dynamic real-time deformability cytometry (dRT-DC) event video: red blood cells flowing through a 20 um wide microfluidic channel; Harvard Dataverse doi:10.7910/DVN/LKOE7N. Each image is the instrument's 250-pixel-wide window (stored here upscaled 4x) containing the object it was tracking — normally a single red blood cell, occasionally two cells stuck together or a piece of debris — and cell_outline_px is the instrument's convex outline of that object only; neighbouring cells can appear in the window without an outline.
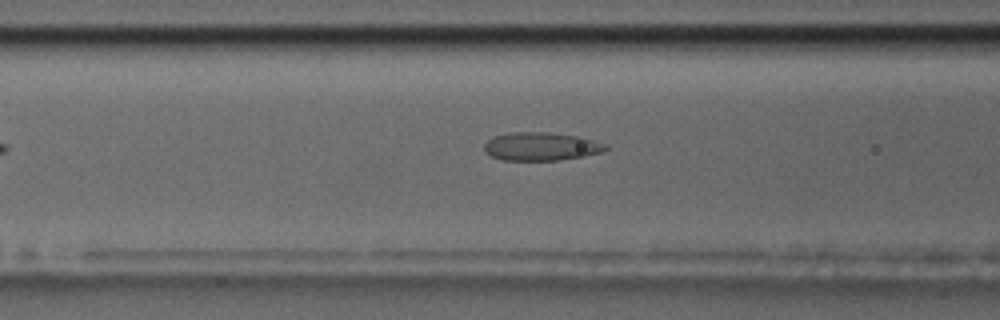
{"species": "common noctule bat (a hibernating species)", "species_latin": "Nyctalus noctula", "temperature_condition": "room temperature", "stored_images_in_passage": 36, "camera_frame_rate_fps": 3000, "um_per_image_px": 0.085, "animal": {"sex": "male", "body_mass_g": 17.5, "forearm_length_mm": 52.3}, "frame": {"image": 1, "passage_image": 6, "time_ms": 1.667, "image_size_px": [1000, 320], "cell_outline_px": [[608, 148], [600, 152], [584, 156], [556, 160], [504, 160], [492, 156], [484, 152], [484, 144], [488, 140], [496, 136], [512, 132], [548, 132], [580, 136], [608, 144]], "centroid_in_image_um": [46.01, 12.44], "position_along_channel_um": 120.6, "area_um2": 19.94}}
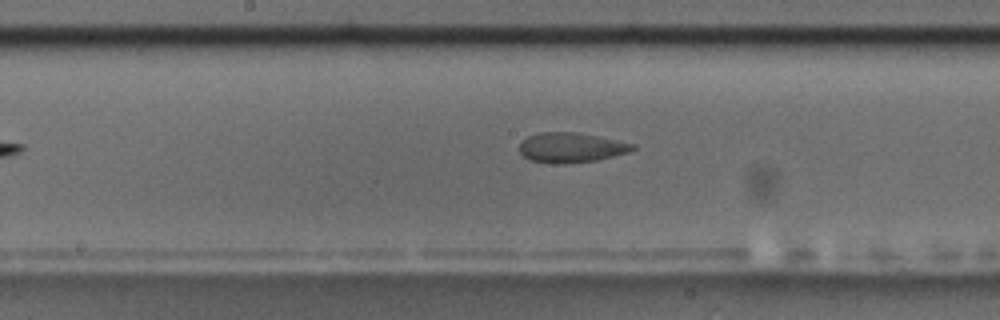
{"frame": {"image": 2, "passage_image": 13, "time_ms": 4.0, "image_size_px": [1000, 320], "cell_outline_px": [[636, 148], [628, 152], [596, 160], [528, 160], [520, 152], [520, 144], [528, 136], [540, 132], [580, 132], [636, 144]], "centroid_in_image_um": [48.6, 12.47], "position_along_channel_um": 199.6, "area_um2": 18.67}}
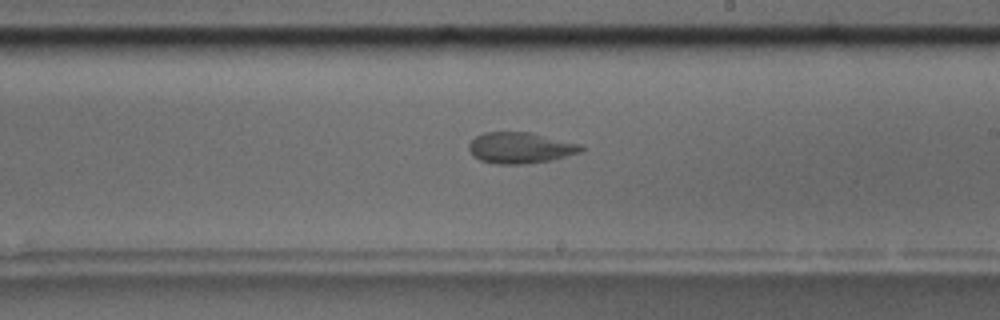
{"frame": {"image": 3, "passage_image": 17, "time_ms": 5.333, "image_size_px": [1000, 320], "cell_outline_px": [[584, 148], [580, 152], [552, 160], [524, 164], [496, 164], [480, 160], [472, 156], [468, 148], [468, 144], [476, 136], [484, 132], [532, 132], [584, 144]], "centroid_in_image_um": [44.25, 12.56], "position_along_channel_um": 244.8, "area_um2": 20.63}}